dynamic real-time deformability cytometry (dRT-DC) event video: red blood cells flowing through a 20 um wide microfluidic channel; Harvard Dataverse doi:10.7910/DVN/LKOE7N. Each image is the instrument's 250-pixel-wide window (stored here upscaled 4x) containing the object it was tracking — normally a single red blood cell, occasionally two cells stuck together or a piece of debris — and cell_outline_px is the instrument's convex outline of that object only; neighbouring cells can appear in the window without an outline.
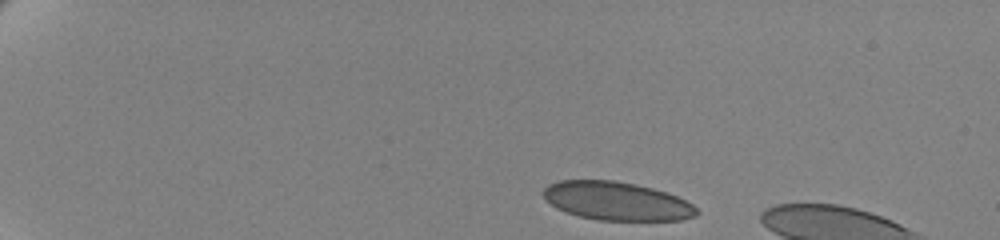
{"species": "human", "species_latin": "Homo sapiens", "temperature_condition": "cold", "stored_images_in_passage": 10, "camera_frame_rate_fps": 3000, "um_per_image_px": 0.085, "donor": {"sex": "female"}, "frame": {"image": 1, "passage_image": 2, "time_ms": 0.333, "image_size_px": [1000, 240], "cell_outline_px": [[700, 212], [696, 216], [680, 220], [596, 220], [580, 216], [556, 208], [544, 196], [544, 188], [548, 184], [560, 180], [616, 180], [636, 184], [652, 188], [676, 196], [692, 204]], "centroid_in_image_um": [52.43, 17.09], "position_along_channel_um": 32.6, "area_um2": 34.16}}